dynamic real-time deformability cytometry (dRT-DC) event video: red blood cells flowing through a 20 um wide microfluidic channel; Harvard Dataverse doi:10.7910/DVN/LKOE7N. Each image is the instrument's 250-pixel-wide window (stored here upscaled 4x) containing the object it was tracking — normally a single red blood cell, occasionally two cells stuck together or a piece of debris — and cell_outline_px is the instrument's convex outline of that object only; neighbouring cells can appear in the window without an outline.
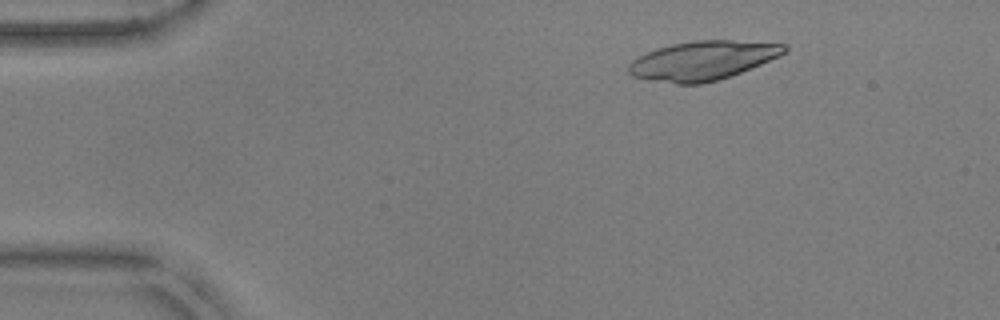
{"species": "common noctule bat (a hibernating species)", "species_latin": "Nyctalus noctula", "temperature_condition": "warm", "stored_images_in_passage": 51, "camera_frame_rate_fps": 3000, "um_per_image_px": 0.085, "animal": {"sex": "male", "body_mass_g": 17.9, "forearm_length_mm": 54.2}, "frame": {"image": 1, "passage_image": 7, "time_ms": 2.0, "image_size_px": [1000, 320], "cell_outline_px": [[788, 48], [780, 56], [720, 80], [700, 84], [676, 84], [652, 80], [632, 76], [628, 72], [628, 64], [632, 60], [656, 48], [672, 44], [692, 40], [732, 40], [788, 44]], "centroid_in_image_um": [59.73, 5.14], "position_along_channel_um": 25.3, "area_um2": 35.43}}